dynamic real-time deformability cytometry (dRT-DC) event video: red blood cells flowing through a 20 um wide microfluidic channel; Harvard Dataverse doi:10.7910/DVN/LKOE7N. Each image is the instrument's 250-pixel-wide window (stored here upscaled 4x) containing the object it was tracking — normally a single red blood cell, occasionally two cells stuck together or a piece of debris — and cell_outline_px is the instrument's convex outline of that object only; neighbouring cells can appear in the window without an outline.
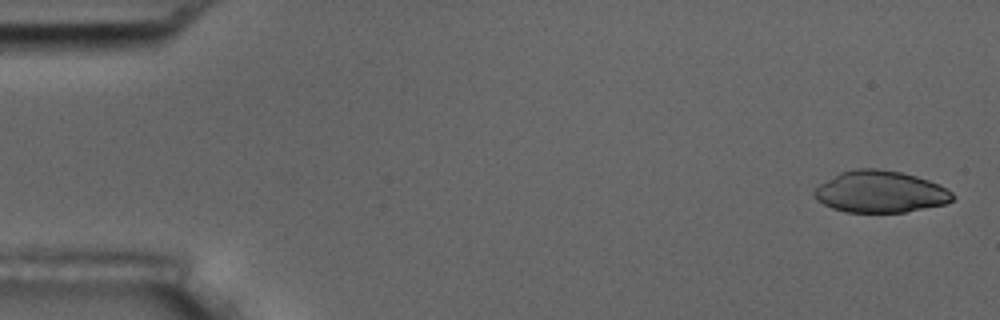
{"species": "common noctule bat (a hibernating species)", "species_latin": "Nyctalus noctula", "temperature_condition": "room temperature", "stored_images_in_passage": 5, "camera_frame_rate_fps": 3000, "um_per_image_px": 0.085, "animal": {"sex": "male", "body_mass_g": 17.5, "forearm_length_mm": 52.3}, "frame": {"image": 1, "passage_image": 1, "time_ms": 0.0, "image_size_px": [1000, 320], "cell_outline_px": [[956, 196], [952, 200], [944, 204], [904, 212], [844, 212], [832, 208], [816, 200], [812, 192], [820, 184], [840, 172], [856, 168], [876, 168], [900, 172], [916, 176], [928, 180], [952, 192]], "centroid_in_image_um": [74.79, 16.3], "position_along_channel_um": 10.2, "area_um2": 33.47}}